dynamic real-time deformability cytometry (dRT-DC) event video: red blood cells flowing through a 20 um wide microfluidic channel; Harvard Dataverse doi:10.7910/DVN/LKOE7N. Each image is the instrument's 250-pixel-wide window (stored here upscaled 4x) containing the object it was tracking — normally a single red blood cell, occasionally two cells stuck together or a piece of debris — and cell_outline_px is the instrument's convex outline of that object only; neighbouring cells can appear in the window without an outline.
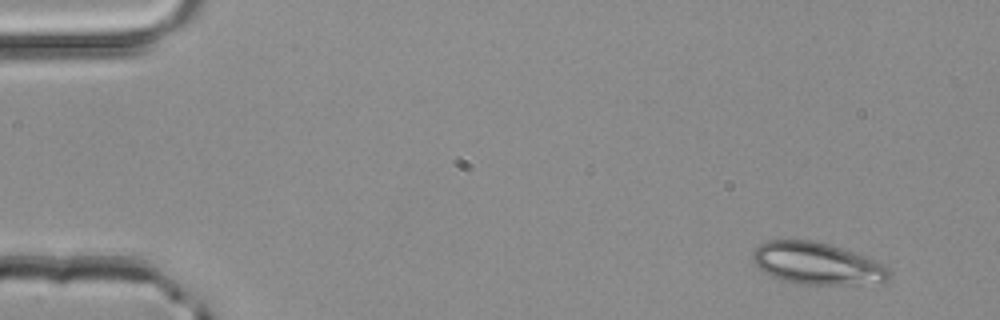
{"species": "common noctule bat (a hibernating species)", "species_latin": "Nyctalus noctula", "temperature_condition": "room temperature", "stored_images_in_passage": 3, "camera_frame_rate_fps": 3000, "um_per_image_px": 0.085, "animal": {"sex": "male", "body_mass_g": 20.4}, "frame": {"image": 1, "passage_image": 1, "time_ms": 0.0, "image_size_px": [1000, 320], "cell_outline_px": [[892, 272], [888, 280], [852, 284], [800, 284], [784, 280], [772, 276], [764, 272], [752, 260], [752, 252], [760, 244], [768, 240], [812, 240], [832, 244], [868, 256], [884, 264]], "centroid_in_image_um": [69.46, 22.37], "position_along_channel_um": 15.5, "area_um2": 33.47}}